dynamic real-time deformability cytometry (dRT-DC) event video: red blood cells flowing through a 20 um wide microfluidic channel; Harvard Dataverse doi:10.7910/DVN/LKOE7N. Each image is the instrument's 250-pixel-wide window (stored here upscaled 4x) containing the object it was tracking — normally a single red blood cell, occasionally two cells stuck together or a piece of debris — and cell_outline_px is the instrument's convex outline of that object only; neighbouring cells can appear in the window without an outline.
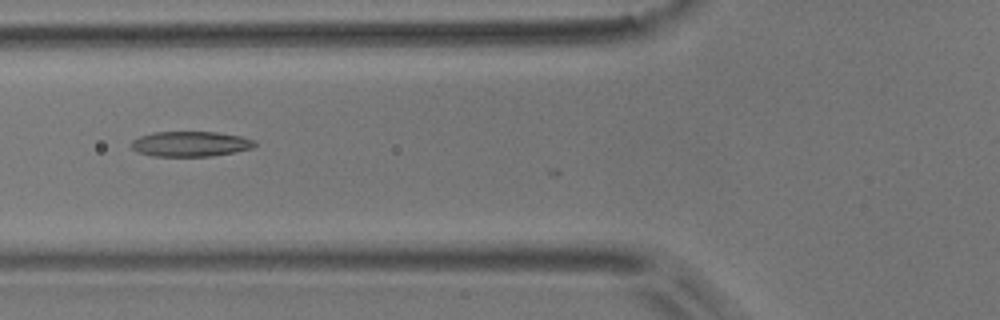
{"species": "common noctule bat (a hibernating species)", "species_latin": "Nyctalus noctula", "temperature_condition": "room temperature", "stored_images_in_passage": 4, "camera_frame_rate_fps": 3000, "um_per_image_px": 0.085, "animal": {"sex": "male", "body_mass_g": 17.9}, "frame": {"image": 1, "passage_image": 4, "time_ms": 1.0, "image_size_px": [1000, 320], "cell_outline_px": [[256, 144], [252, 148], [236, 152], [212, 156], [152, 156], [136, 152], [132, 148], [132, 140], [140, 136], [152, 132], [216, 132], [240, 136], [256, 140]], "centroid_in_image_um": [16.19, 12.23], "position_along_channel_um": 109.6, "area_um2": 18.21}}